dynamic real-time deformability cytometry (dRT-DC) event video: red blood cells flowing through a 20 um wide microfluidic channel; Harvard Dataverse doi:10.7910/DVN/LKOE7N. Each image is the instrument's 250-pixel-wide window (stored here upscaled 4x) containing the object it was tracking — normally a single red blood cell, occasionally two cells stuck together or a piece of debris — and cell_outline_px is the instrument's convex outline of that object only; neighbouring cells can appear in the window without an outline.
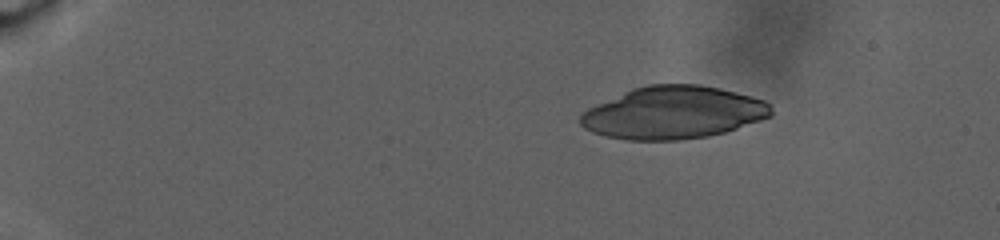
{"species": "human", "species_latin": "Homo sapiens", "temperature_condition": "warm", "stored_images_in_passage": 75, "camera_frame_rate_fps": 3000, "um_per_image_px": 0.085, "donor": {"sex": "male"}, "frame": {"image": 1, "passage_image": 1, "time_ms": 0.0, "image_size_px": [1000, 240], "cell_outline_px": [[772, 116], [724, 132], [708, 136], [680, 140], [628, 140], [608, 136], [592, 132], [584, 128], [580, 124], [580, 116], [588, 108], [632, 88], [648, 84], [700, 84], [720, 88], [752, 96], [764, 100], [772, 104]], "centroid_in_image_um": [57.25, 9.57], "position_along_channel_um": 27.8, "area_um2": 58.38}}
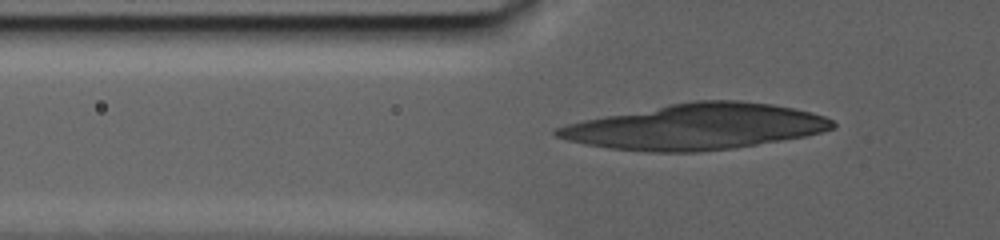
{"frame": {"image": 2, "passage_image": 20, "time_ms": 6.333, "image_size_px": [1000, 240], "cell_outline_px": [[836, 124], [832, 128], [820, 132], [804, 136], [732, 148], [700, 152], [644, 152], [608, 148], [568, 140], [556, 136], [552, 132], [556, 128], [568, 124], [584, 120], [668, 104], [692, 100], [740, 100], [772, 104], [812, 112], [824, 116], [832, 120]], "centroid_in_image_um": [59.14, 10.77], "position_along_channel_um": 66.7, "area_um2": 72.77}}